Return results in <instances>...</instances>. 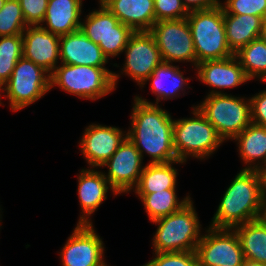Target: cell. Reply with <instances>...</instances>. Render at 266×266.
Returning <instances> with one entry per match:
<instances>
[{
	"label": "cell",
	"instance_id": "cell-1",
	"mask_svg": "<svg viewBox=\"0 0 266 266\" xmlns=\"http://www.w3.org/2000/svg\"><path fill=\"white\" fill-rule=\"evenodd\" d=\"M127 138L136 146L142 159L149 163H167L178 160L173 147L174 119L160 105L144 103L134 96Z\"/></svg>",
	"mask_w": 266,
	"mask_h": 266
},
{
	"label": "cell",
	"instance_id": "cell-2",
	"mask_svg": "<svg viewBox=\"0 0 266 266\" xmlns=\"http://www.w3.org/2000/svg\"><path fill=\"white\" fill-rule=\"evenodd\" d=\"M263 213L259 173L241 169L224 192L209 227L233 229L263 217Z\"/></svg>",
	"mask_w": 266,
	"mask_h": 266
},
{
	"label": "cell",
	"instance_id": "cell-3",
	"mask_svg": "<svg viewBox=\"0 0 266 266\" xmlns=\"http://www.w3.org/2000/svg\"><path fill=\"white\" fill-rule=\"evenodd\" d=\"M58 65L50 74V89L58 86L64 92L86 100H96L111 94L121 74L106 67Z\"/></svg>",
	"mask_w": 266,
	"mask_h": 266
},
{
	"label": "cell",
	"instance_id": "cell-4",
	"mask_svg": "<svg viewBox=\"0 0 266 266\" xmlns=\"http://www.w3.org/2000/svg\"><path fill=\"white\" fill-rule=\"evenodd\" d=\"M192 198L179 211L152 223L158 227L153 236V252L195 251L202 238V225Z\"/></svg>",
	"mask_w": 266,
	"mask_h": 266
},
{
	"label": "cell",
	"instance_id": "cell-5",
	"mask_svg": "<svg viewBox=\"0 0 266 266\" xmlns=\"http://www.w3.org/2000/svg\"><path fill=\"white\" fill-rule=\"evenodd\" d=\"M192 117L174 119L173 147L177 159L187 162L188 158L207 160L224 142L215 128L192 105Z\"/></svg>",
	"mask_w": 266,
	"mask_h": 266
},
{
	"label": "cell",
	"instance_id": "cell-6",
	"mask_svg": "<svg viewBox=\"0 0 266 266\" xmlns=\"http://www.w3.org/2000/svg\"><path fill=\"white\" fill-rule=\"evenodd\" d=\"M187 21L195 47L196 66L202 61L234 55L227 44L224 10L220 4L210 9L189 12Z\"/></svg>",
	"mask_w": 266,
	"mask_h": 266
},
{
	"label": "cell",
	"instance_id": "cell-7",
	"mask_svg": "<svg viewBox=\"0 0 266 266\" xmlns=\"http://www.w3.org/2000/svg\"><path fill=\"white\" fill-rule=\"evenodd\" d=\"M246 98V99H245ZM223 141L232 140L251 124L250 98L227 94H207L195 105Z\"/></svg>",
	"mask_w": 266,
	"mask_h": 266
},
{
	"label": "cell",
	"instance_id": "cell-8",
	"mask_svg": "<svg viewBox=\"0 0 266 266\" xmlns=\"http://www.w3.org/2000/svg\"><path fill=\"white\" fill-rule=\"evenodd\" d=\"M50 89V74L23 56L18 60L9 80L2 86L13 112L37 102Z\"/></svg>",
	"mask_w": 266,
	"mask_h": 266
},
{
	"label": "cell",
	"instance_id": "cell-9",
	"mask_svg": "<svg viewBox=\"0 0 266 266\" xmlns=\"http://www.w3.org/2000/svg\"><path fill=\"white\" fill-rule=\"evenodd\" d=\"M80 30L101 48L108 60L123 53L130 36L134 33L103 4L89 12L85 19H81Z\"/></svg>",
	"mask_w": 266,
	"mask_h": 266
},
{
	"label": "cell",
	"instance_id": "cell-10",
	"mask_svg": "<svg viewBox=\"0 0 266 266\" xmlns=\"http://www.w3.org/2000/svg\"><path fill=\"white\" fill-rule=\"evenodd\" d=\"M155 38L162 61L191 63L196 68V54L187 18L160 20L149 31Z\"/></svg>",
	"mask_w": 266,
	"mask_h": 266
},
{
	"label": "cell",
	"instance_id": "cell-11",
	"mask_svg": "<svg viewBox=\"0 0 266 266\" xmlns=\"http://www.w3.org/2000/svg\"><path fill=\"white\" fill-rule=\"evenodd\" d=\"M198 266H242L243 251L234 229L208 227L196 247Z\"/></svg>",
	"mask_w": 266,
	"mask_h": 266
},
{
	"label": "cell",
	"instance_id": "cell-12",
	"mask_svg": "<svg viewBox=\"0 0 266 266\" xmlns=\"http://www.w3.org/2000/svg\"><path fill=\"white\" fill-rule=\"evenodd\" d=\"M105 247L93 224H76L59 255L62 266H102Z\"/></svg>",
	"mask_w": 266,
	"mask_h": 266
},
{
	"label": "cell",
	"instance_id": "cell-13",
	"mask_svg": "<svg viewBox=\"0 0 266 266\" xmlns=\"http://www.w3.org/2000/svg\"><path fill=\"white\" fill-rule=\"evenodd\" d=\"M123 52L126 59L120 73L140 86L162 62L155 38L149 31L134 32Z\"/></svg>",
	"mask_w": 266,
	"mask_h": 266
},
{
	"label": "cell",
	"instance_id": "cell-14",
	"mask_svg": "<svg viewBox=\"0 0 266 266\" xmlns=\"http://www.w3.org/2000/svg\"><path fill=\"white\" fill-rule=\"evenodd\" d=\"M143 159L136 146L126 138L116 152L101 167H107L104 176L114 191L120 195L132 192L144 168Z\"/></svg>",
	"mask_w": 266,
	"mask_h": 266
},
{
	"label": "cell",
	"instance_id": "cell-15",
	"mask_svg": "<svg viewBox=\"0 0 266 266\" xmlns=\"http://www.w3.org/2000/svg\"><path fill=\"white\" fill-rule=\"evenodd\" d=\"M85 128L78 144L89 168H101L127 138V131L116 126L92 123Z\"/></svg>",
	"mask_w": 266,
	"mask_h": 266
},
{
	"label": "cell",
	"instance_id": "cell-16",
	"mask_svg": "<svg viewBox=\"0 0 266 266\" xmlns=\"http://www.w3.org/2000/svg\"><path fill=\"white\" fill-rule=\"evenodd\" d=\"M194 70L199 81L211 87L212 90L207 94H224V89L235 88L251 81L235 55L202 61Z\"/></svg>",
	"mask_w": 266,
	"mask_h": 266
},
{
	"label": "cell",
	"instance_id": "cell-17",
	"mask_svg": "<svg viewBox=\"0 0 266 266\" xmlns=\"http://www.w3.org/2000/svg\"><path fill=\"white\" fill-rule=\"evenodd\" d=\"M22 38L23 57L51 74L60 63V36L47 31L40 25H36L27 26L22 33Z\"/></svg>",
	"mask_w": 266,
	"mask_h": 266
},
{
	"label": "cell",
	"instance_id": "cell-18",
	"mask_svg": "<svg viewBox=\"0 0 266 266\" xmlns=\"http://www.w3.org/2000/svg\"><path fill=\"white\" fill-rule=\"evenodd\" d=\"M77 176V192L82 211L78 224H93L90 217L107 199L108 190L113 193V196L118 194L111 187L104 172L97 168H83Z\"/></svg>",
	"mask_w": 266,
	"mask_h": 266
},
{
	"label": "cell",
	"instance_id": "cell-19",
	"mask_svg": "<svg viewBox=\"0 0 266 266\" xmlns=\"http://www.w3.org/2000/svg\"><path fill=\"white\" fill-rule=\"evenodd\" d=\"M60 63L106 67L108 58L80 29L59 38ZM105 65V66H104Z\"/></svg>",
	"mask_w": 266,
	"mask_h": 266
},
{
	"label": "cell",
	"instance_id": "cell-20",
	"mask_svg": "<svg viewBox=\"0 0 266 266\" xmlns=\"http://www.w3.org/2000/svg\"><path fill=\"white\" fill-rule=\"evenodd\" d=\"M189 80H191V78H185L183 76L179 65L176 66L175 64L173 65V63L162 61L153 71V73L145 80V82L139 86L141 89H143L144 85L147 84L146 82L151 81L150 89L151 92L156 96V102H150L148 99L142 98L141 95L139 96V94L135 97L144 103L159 105V102L162 100L164 101L179 98L181 93H183L184 96V94L187 93V88H191L188 85Z\"/></svg>",
	"mask_w": 266,
	"mask_h": 266
},
{
	"label": "cell",
	"instance_id": "cell-21",
	"mask_svg": "<svg viewBox=\"0 0 266 266\" xmlns=\"http://www.w3.org/2000/svg\"><path fill=\"white\" fill-rule=\"evenodd\" d=\"M102 4L134 32L150 31L155 23L154 0H106Z\"/></svg>",
	"mask_w": 266,
	"mask_h": 266
},
{
	"label": "cell",
	"instance_id": "cell-22",
	"mask_svg": "<svg viewBox=\"0 0 266 266\" xmlns=\"http://www.w3.org/2000/svg\"><path fill=\"white\" fill-rule=\"evenodd\" d=\"M82 4L83 0H48L40 26L58 36L80 29Z\"/></svg>",
	"mask_w": 266,
	"mask_h": 266
},
{
	"label": "cell",
	"instance_id": "cell-23",
	"mask_svg": "<svg viewBox=\"0 0 266 266\" xmlns=\"http://www.w3.org/2000/svg\"><path fill=\"white\" fill-rule=\"evenodd\" d=\"M238 145L243 169L258 170L266 164V127L251 123L244 131L234 137Z\"/></svg>",
	"mask_w": 266,
	"mask_h": 266
},
{
	"label": "cell",
	"instance_id": "cell-24",
	"mask_svg": "<svg viewBox=\"0 0 266 266\" xmlns=\"http://www.w3.org/2000/svg\"><path fill=\"white\" fill-rule=\"evenodd\" d=\"M180 160L167 163H147L144 165L138 184L133 189L136 194H150L166 189H176L178 169L174 164H184Z\"/></svg>",
	"mask_w": 266,
	"mask_h": 266
},
{
	"label": "cell",
	"instance_id": "cell-25",
	"mask_svg": "<svg viewBox=\"0 0 266 266\" xmlns=\"http://www.w3.org/2000/svg\"><path fill=\"white\" fill-rule=\"evenodd\" d=\"M263 20L255 15L224 14L226 40L234 54L260 36Z\"/></svg>",
	"mask_w": 266,
	"mask_h": 266
},
{
	"label": "cell",
	"instance_id": "cell-26",
	"mask_svg": "<svg viewBox=\"0 0 266 266\" xmlns=\"http://www.w3.org/2000/svg\"><path fill=\"white\" fill-rule=\"evenodd\" d=\"M245 259L266 264V220L261 217L233 228Z\"/></svg>",
	"mask_w": 266,
	"mask_h": 266
},
{
	"label": "cell",
	"instance_id": "cell-27",
	"mask_svg": "<svg viewBox=\"0 0 266 266\" xmlns=\"http://www.w3.org/2000/svg\"><path fill=\"white\" fill-rule=\"evenodd\" d=\"M176 191V189H166L150 194H137L150 222L179 211L190 201V195L180 200Z\"/></svg>",
	"mask_w": 266,
	"mask_h": 266
},
{
	"label": "cell",
	"instance_id": "cell-28",
	"mask_svg": "<svg viewBox=\"0 0 266 266\" xmlns=\"http://www.w3.org/2000/svg\"><path fill=\"white\" fill-rule=\"evenodd\" d=\"M246 76L266 83V43L258 37L235 54Z\"/></svg>",
	"mask_w": 266,
	"mask_h": 266
},
{
	"label": "cell",
	"instance_id": "cell-29",
	"mask_svg": "<svg viewBox=\"0 0 266 266\" xmlns=\"http://www.w3.org/2000/svg\"><path fill=\"white\" fill-rule=\"evenodd\" d=\"M27 26L19 0H6L0 10V37L22 35Z\"/></svg>",
	"mask_w": 266,
	"mask_h": 266
},
{
	"label": "cell",
	"instance_id": "cell-30",
	"mask_svg": "<svg viewBox=\"0 0 266 266\" xmlns=\"http://www.w3.org/2000/svg\"><path fill=\"white\" fill-rule=\"evenodd\" d=\"M153 259L144 266H198V259L195 251L181 252H153Z\"/></svg>",
	"mask_w": 266,
	"mask_h": 266
},
{
	"label": "cell",
	"instance_id": "cell-31",
	"mask_svg": "<svg viewBox=\"0 0 266 266\" xmlns=\"http://www.w3.org/2000/svg\"><path fill=\"white\" fill-rule=\"evenodd\" d=\"M220 5L224 14H248L266 18V0H225Z\"/></svg>",
	"mask_w": 266,
	"mask_h": 266
},
{
	"label": "cell",
	"instance_id": "cell-32",
	"mask_svg": "<svg viewBox=\"0 0 266 266\" xmlns=\"http://www.w3.org/2000/svg\"><path fill=\"white\" fill-rule=\"evenodd\" d=\"M155 22L187 18L189 12L182 0H154Z\"/></svg>",
	"mask_w": 266,
	"mask_h": 266
},
{
	"label": "cell",
	"instance_id": "cell-33",
	"mask_svg": "<svg viewBox=\"0 0 266 266\" xmlns=\"http://www.w3.org/2000/svg\"><path fill=\"white\" fill-rule=\"evenodd\" d=\"M28 26L41 25L45 18L48 0H19Z\"/></svg>",
	"mask_w": 266,
	"mask_h": 266
},
{
	"label": "cell",
	"instance_id": "cell-34",
	"mask_svg": "<svg viewBox=\"0 0 266 266\" xmlns=\"http://www.w3.org/2000/svg\"><path fill=\"white\" fill-rule=\"evenodd\" d=\"M23 56L22 35L0 37V58L20 59Z\"/></svg>",
	"mask_w": 266,
	"mask_h": 266
},
{
	"label": "cell",
	"instance_id": "cell-35",
	"mask_svg": "<svg viewBox=\"0 0 266 266\" xmlns=\"http://www.w3.org/2000/svg\"><path fill=\"white\" fill-rule=\"evenodd\" d=\"M249 98L251 123L266 127V89Z\"/></svg>",
	"mask_w": 266,
	"mask_h": 266
},
{
	"label": "cell",
	"instance_id": "cell-36",
	"mask_svg": "<svg viewBox=\"0 0 266 266\" xmlns=\"http://www.w3.org/2000/svg\"><path fill=\"white\" fill-rule=\"evenodd\" d=\"M188 12L213 8L221 3L220 0H182Z\"/></svg>",
	"mask_w": 266,
	"mask_h": 266
},
{
	"label": "cell",
	"instance_id": "cell-37",
	"mask_svg": "<svg viewBox=\"0 0 266 266\" xmlns=\"http://www.w3.org/2000/svg\"><path fill=\"white\" fill-rule=\"evenodd\" d=\"M19 59L0 58V85L3 86L12 75L14 67Z\"/></svg>",
	"mask_w": 266,
	"mask_h": 266
},
{
	"label": "cell",
	"instance_id": "cell-38",
	"mask_svg": "<svg viewBox=\"0 0 266 266\" xmlns=\"http://www.w3.org/2000/svg\"><path fill=\"white\" fill-rule=\"evenodd\" d=\"M260 177L261 182V196L264 204H266V169H258L257 170Z\"/></svg>",
	"mask_w": 266,
	"mask_h": 266
},
{
	"label": "cell",
	"instance_id": "cell-39",
	"mask_svg": "<svg viewBox=\"0 0 266 266\" xmlns=\"http://www.w3.org/2000/svg\"><path fill=\"white\" fill-rule=\"evenodd\" d=\"M242 266H266V264L259 263L250 259H244Z\"/></svg>",
	"mask_w": 266,
	"mask_h": 266
},
{
	"label": "cell",
	"instance_id": "cell-40",
	"mask_svg": "<svg viewBox=\"0 0 266 266\" xmlns=\"http://www.w3.org/2000/svg\"><path fill=\"white\" fill-rule=\"evenodd\" d=\"M259 37L266 43V18L263 20Z\"/></svg>",
	"mask_w": 266,
	"mask_h": 266
},
{
	"label": "cell",
	"instance_id": "cell-41",
	"mask_svg": "<svg viewBox=\"0 0 266 266\" xmlns=\"http://www.w3.org/2000/svg\"><path fill=\"white\" fill-rule=\"evenodd\" d=\"M3 92H2V86L0 85V105L1 106H4V104H2L3 102L1 101V94H2Z\"/></svg>",
	"mask_w": 266,
	"mask_h": 266
},
{
	"label": "cell",
	"instance_id": "cell-42",
	"mask_svg": "<svg viewBox=\"0 0 266 266\" xmlns=\"http://www.w3.org/2000/svg\"><path fill=\"white\" fill-rule=\"evenodd\" d=\"M263 218L266 220V204H264V213H263Z\"/></svg>",
	"mask_w": 266,
	"mask_h": 266
},
{
	"label": "cell",
	"instance_id": "cell-43",
	"mask_svg": "<svg viewBox=\"0 0 266 266\" xmlns=\"http://www.w3.org/2000/svg\"><path fill=\"white\" fill-rule=\"evenodd\" d=\"M6 0H0V10L2 9L4 3H5Z\"/></svg>",
	"mask_w": 266,
	"mask_h": 266
},
{
	"label": "cell",
	"instance_id": "cell-44",
	"mask_svg": "<svg viewBox=\"0 0 266 266\" xmlns=\"http://www.w3.org/2000/svg\"><path fill=\"white\" fill-rule=\"evenodd\" d=\"M1 213H2V208H1V206H0V228H1V221H2V220H1V219H2V214H1Z\"/></svg>",
	"mask_w": 266,
	"mask_h": 266
},
{
	"label": "cell",
	"instance_id": "cell-45",
	"mask_svg": "<svg viewBox=\"0 0 266 266\" xmlns=\"http://www.w3.org/2000/svg\"><path fill=\"white\" fill-rule=\"evenodd\" d=\"M106 0H99L98 2V4H102V3H104Z\"/></svg>",
	"mask_w": 266,
	"mask_h": 266
}]
</instances>
